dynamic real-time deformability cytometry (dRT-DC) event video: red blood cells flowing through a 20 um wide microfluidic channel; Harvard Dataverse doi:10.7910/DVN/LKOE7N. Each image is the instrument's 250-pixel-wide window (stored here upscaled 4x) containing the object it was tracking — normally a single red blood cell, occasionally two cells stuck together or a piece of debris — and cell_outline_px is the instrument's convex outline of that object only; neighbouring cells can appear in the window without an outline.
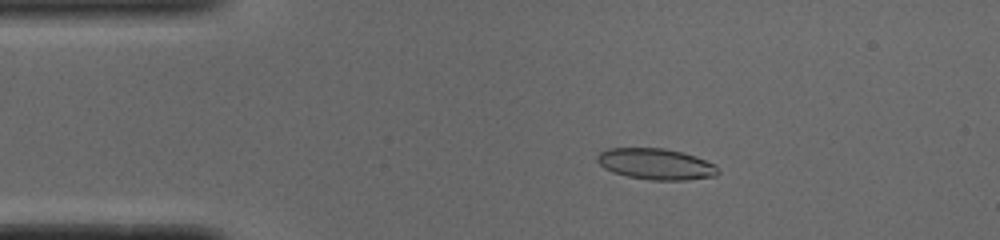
{"species": "common noctule bat (a hibernating species)", "species_latin": "Nyctalus noctula", "temperature_condition": "cold", "stored_images_in_passage": 51, "camera_frame_rate_fps": 3000, "um_per_image_px": 0.085, "animal": {"sex": "male", "body_mass_g": 19.0, "forearm_length_mm": 50.8}, "frame": {"image": 1, "passage_image": 9, "time_ms": 2.667, "image_size_px": [1000, 240], "cell_outline_px": [[720, 172], [716, 176], [684, 180], [652, 180], [628, 176], [612, 172], [604, 168], [596, 160], [596, 156], [600, 152], [608, 148], [664, 148], [684, 152], [696, 156], [716, 164]], "centroid_in_image_um": [55.77, 13.93], "position_along_channel_um": 29.2, "area_um2": 22.08}}
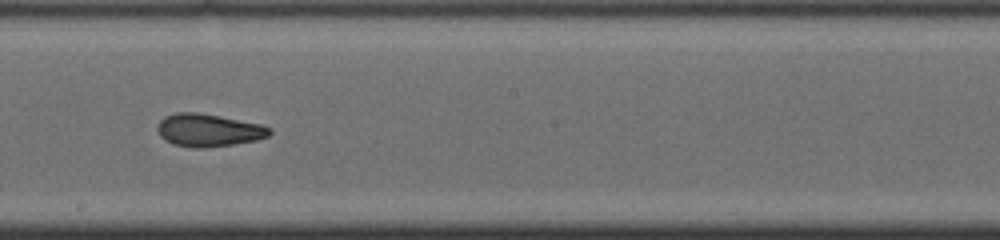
{"frame": {"image": 2, "passage_image": 28, "time_ms": 9.0, "image_size_px": [1000, 240], "cell_outline_px": [[272, 132], [268, 136], [256, 140], [232, 144], [204, 148], [192, 148], [172, 144], [164, 140], [160, 136], [156, 128], [160, 120], [164, 116], [176, 112], [196, 112], [220, 116], [264, 124], [272, 128]], "centroid_in_image_um": [17.72, 11.06], "position_along_channel_um": 230.5, "area_um2": 21.68}}
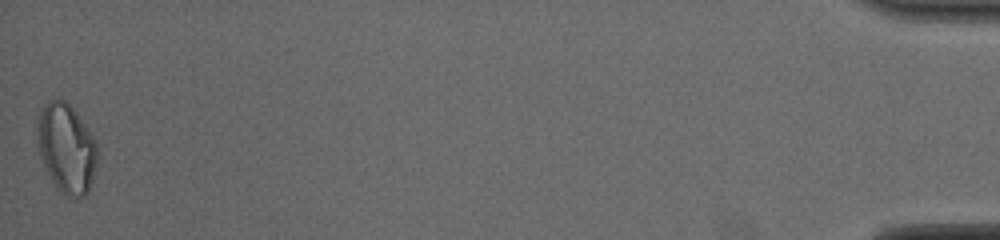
{"frame": {"image": 3, "passage_image": 51, "time_ms": 16.667, "image_size_px": [1000, 240], "cell_outline_px": [[100, 152], [92, 180], [88, 192], [84, 196], [76, 200], [72, 200], [64, 196], [56, 188], [36, 148], [36, 136], [40, 108], [48, 100], [60, 96], [76, 112], [88, 128], [96, 140]], "centroid_in_image_um": [5.66, 12.61], "position_along_channel_um": 429.5, "area_um2": 32.19}, "authors_computed_cell_mechanics": {"area_um2": 21.675, "velocity_mm_per_s": 3.8887, "shape_relaxation_time_tau1_ms": null, "shape_relaxation_time_tau2_ms": 2.2204, "deformation_change_tau1": null, "deformation_change_tau2": 0.0735}}